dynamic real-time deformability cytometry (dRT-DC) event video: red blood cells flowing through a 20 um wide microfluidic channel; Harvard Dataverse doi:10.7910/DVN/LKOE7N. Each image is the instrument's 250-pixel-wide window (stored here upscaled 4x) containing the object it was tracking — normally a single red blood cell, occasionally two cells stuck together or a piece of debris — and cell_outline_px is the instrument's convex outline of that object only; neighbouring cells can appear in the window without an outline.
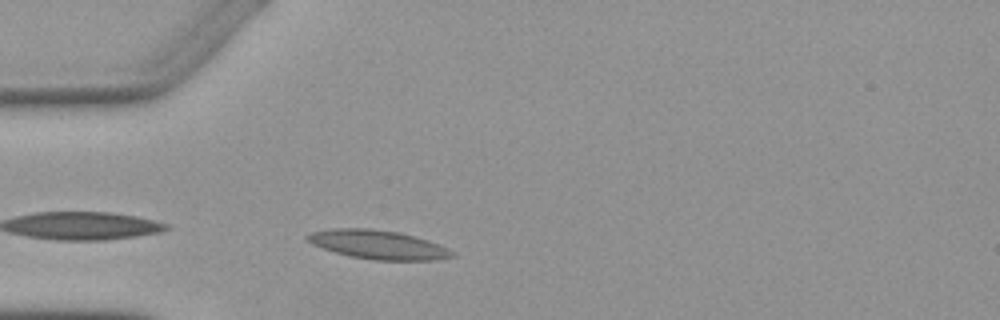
{"species": "Egyptian fruit bat (a non-hibernating species)", "species_latin": "Rousettus aegyptiacus", "temperature_condition": "warm", "stored_images_in_passage": 2, "camera_frame_rate_fps": 3000, "um_per_image_px": 0.085, "animal": {"sex": "female"}, "frame": {"image": 1, "passage_image": 2, "time_ms": 1.333, "image_size_px": [1000, 320], "cell_outline_px": [[456, 256], [436, 260], [376, 260], [352, 256], [336, 252], [312, 244], [304, 240], [304, 236], [312, 232], [332, 228], [368, 228], [400, 232], [428, 240], [440, 244], [456, 252]], "centroid_in_image_um": [32.17, 20.79], "position_along_channel_um": 52.8, "area_um2": 24.45}}